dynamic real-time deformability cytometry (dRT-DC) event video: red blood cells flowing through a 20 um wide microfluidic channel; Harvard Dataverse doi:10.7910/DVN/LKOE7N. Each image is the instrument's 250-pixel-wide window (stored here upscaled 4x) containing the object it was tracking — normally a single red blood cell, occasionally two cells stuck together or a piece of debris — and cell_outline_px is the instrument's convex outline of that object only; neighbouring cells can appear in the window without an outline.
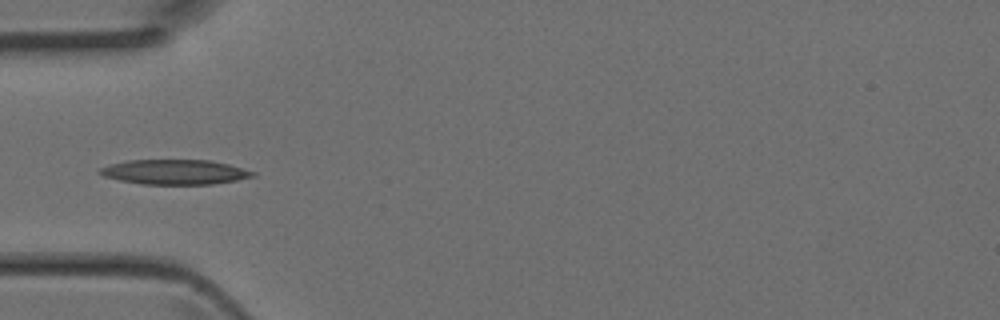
{"species": "Egyptian fruit bat (a non-hibernating species)", "species_latin": "Rousettus aegyptiacus", "temperature_condition": "room temperature", "stored_images_in_passage": 5, "camera_frame_rate_fps": 3000, "um_per_image_px": 0.085, "animal": {"sex": "female"}, "frame": {"image": 1, "passage_image": 4, "time_ms": 1.0, "image_size_px": [1000, 320], "cell_outline_px": [[256, 176], [236, 180], [212, 184], [140, 184], [120, 180], [104, 176], [96, 172], [100, 168], [108, 164], [128, 160], [208, 160], [228, 164], [256, 172]], "centroid_in_image_um": [14.83, 14.62], "position_along_channel_um": 70.2, "area_um2": 22.14}}
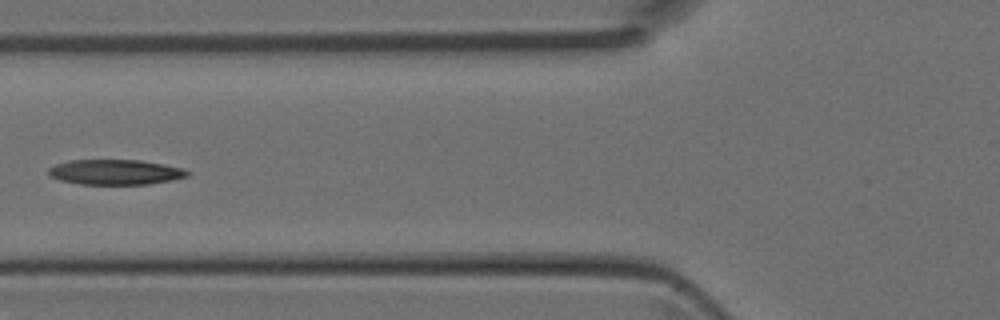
{"frame": {"image": 2, "passage_image": 5, "time_ms": 1.333, "image_size_px": [1000, 320], "cell_outline_px": [[192, 172], [188, 176], [172, 180], [148, 184], [80, 184], [60, 180], [52, 176], [48, 172], [48, 168], [56, 164], [72, 160], [140, 160], [164, 164], [184, 168]], "centroid_in_image_um": [9.86, 14.62], "position_along_channel_um": 115.9, "area_um2": 20.35}}